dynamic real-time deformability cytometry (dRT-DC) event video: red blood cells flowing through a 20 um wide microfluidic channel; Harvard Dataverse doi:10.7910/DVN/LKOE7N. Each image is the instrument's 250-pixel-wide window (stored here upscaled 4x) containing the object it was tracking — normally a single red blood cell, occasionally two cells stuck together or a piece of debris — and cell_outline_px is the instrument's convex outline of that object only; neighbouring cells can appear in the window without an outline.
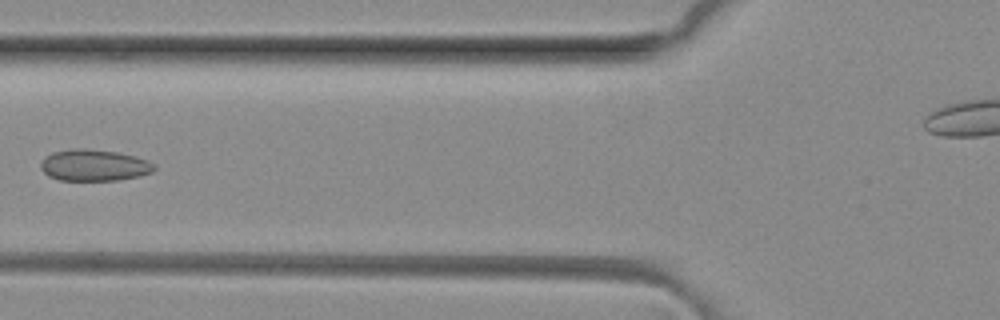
{"species": "common noctule bat (a hibernating species)", "species_latin": "Nyctalus noctula", "temperature_condition": "room temperature", "stored_images_in_passage": 6, "segment_of_instrument_passage": [1, 2], "camera_frame_rate_fps": 3000, "um_per_image_px": 0.085, "animal": {"sex": "female", "body_mass_g": 29.2, "forearm_length_mm": 56.3}, "frame": {"image": 1, "passage_image": 5, "time_ms": 1.333, "image_size_px": [1000, 320], "cell_outline_px": [[156, 168], [152, 172], [140, 176], [116, 180], [60, 180], [48, 176], [40, 168], [40, 164], [44, 156], [52, 152], [72, 148], [84, 148], [116, 152], [136, 156], [148, 160], [156, 164]], "centroid_in_image_um": [8.0, 14.04], "position_along_channel_um": 117.8, "area_um2": 21.04}}